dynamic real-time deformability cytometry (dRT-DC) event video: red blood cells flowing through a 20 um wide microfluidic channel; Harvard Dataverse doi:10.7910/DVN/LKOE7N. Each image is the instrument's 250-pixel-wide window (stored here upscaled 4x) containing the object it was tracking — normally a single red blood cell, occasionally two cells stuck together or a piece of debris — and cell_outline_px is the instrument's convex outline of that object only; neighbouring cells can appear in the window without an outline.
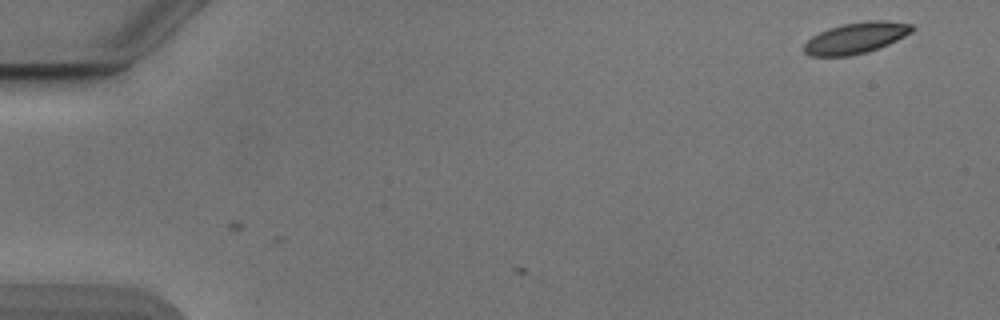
{"species": "Egyptian fruit bat (a non-hibernating species)", "species_latin": "Rousettus aegyptiacus", "temperature_condition": "cold", "stored_images_in_passage": 3, "camera_frame_rate_fps": 3000, "um_per_image_px": 0.085, "animal": {"sex": "male"}, "frame": {"image": 1, "passage_image": 3, "time_ms": 0.667, "image_size_px": [1000, 320], "cell_outline_px": [[916, 28], [912, 32], [888, 44], [868, 52], [848, 56], [808, 56], [804, 52], [804, 44], [812, 36], [828, 28], [844, 24], [868, 20], [888, 20], [912, 24]], "centroid_in_image_um": [72.77, 3.22], "position_along_channel_um": 12.2, "area_um2": 19.65}}